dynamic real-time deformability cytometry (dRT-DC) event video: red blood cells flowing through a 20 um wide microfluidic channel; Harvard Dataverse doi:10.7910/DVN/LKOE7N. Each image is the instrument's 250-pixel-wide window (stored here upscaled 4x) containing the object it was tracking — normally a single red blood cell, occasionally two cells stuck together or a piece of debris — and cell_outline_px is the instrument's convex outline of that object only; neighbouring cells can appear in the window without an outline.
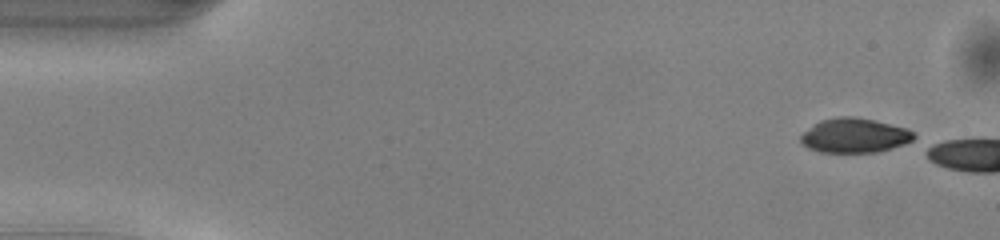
{"species": "common noctule bat (a hibernating species)", "species_latin": "Nyctalus noctula", "temperature_condition": "warm", "stored_images_in_passage": 3, "camera_frame_rate_fps": 3000, "um_per_image_px": 0.085, "animal": {"sex": "male", "body_mass_g": 13.0, "forearm_length_mm": 53.1}, "frame": {"image": 1, "passage_image": 1, "time_ms": 0.0, "image_size_px": [1000, 240], "cell_outline_px": [[916, 136], [912, 140], [904, 144], [880, 152], [820, 152], [808, 148], [800, 144], [800, 136], [804, 132], [820, 120], [840, 116], [852, 116], [872, 120], [908, 128]], "centroid_in_image_um": [72.62, 11.52], "position_along_channel_um": 12.4, "area_um2": 22.72}}